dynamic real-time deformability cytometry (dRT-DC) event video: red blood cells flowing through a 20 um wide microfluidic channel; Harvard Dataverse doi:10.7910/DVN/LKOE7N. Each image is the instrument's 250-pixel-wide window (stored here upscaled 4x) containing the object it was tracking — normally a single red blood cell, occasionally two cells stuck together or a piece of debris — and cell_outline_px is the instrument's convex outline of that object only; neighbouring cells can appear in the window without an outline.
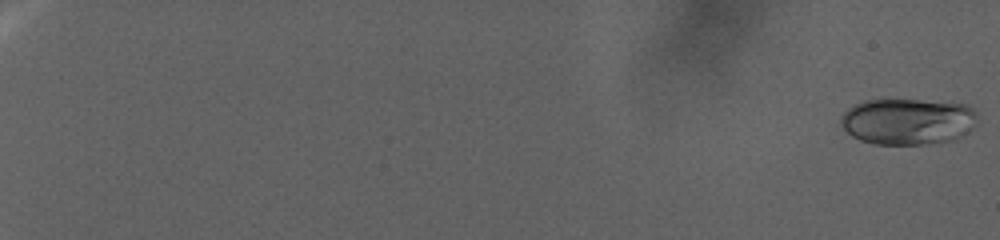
{"species": "human", "species_latin": "Homo sapiens", "temperature_condition": "warm", "stored_images_in_passage": 120, "segment_of_instrument_passage": [1, 2], "camera_frame_rate_fps": 3000, "um_per_image_px": 0.085, "donor": {"sex": "female"}, "frame": {"image": 1, "passage_image": 1, "time_ms": 0.0, "image_size_px": [1000, 240], "cell_outline_px": [[976, 120], [972, 128], [968, 132], [952, 140], [924, 144], [876, 144], [860, 140], [852, 136], [840, 124], [840, 116], [848, 108], [864, 100], [916, 100], [968, 104], [976, 112]], "centroid_in_image_um": [77.15, 10.32], "position_along_channel_um": 7.9, "area_um2": 36.76}}
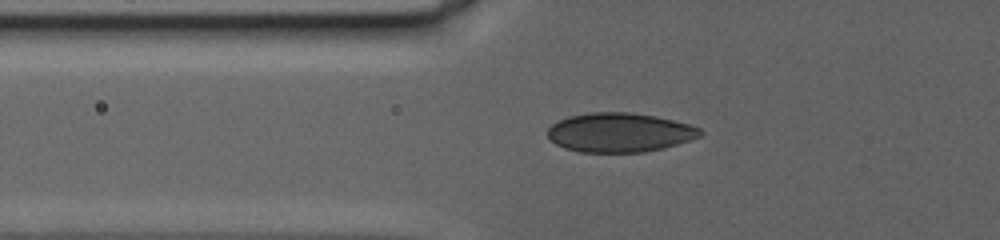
{"frame": {"image": 2, "passage_image": 53, "time_ms": 17.333, "image_size_px": [1000, 240], "cell_outline_px": [[704, 132], [700, 136], [664, 148], [644, 152], [580, 152], [564, 148], [556, 144], [548, 136], [548, 128], [552, 124], [568, 116], [588, 112], [628, 112], [656, 116], [688, 124], [700, 128]], "centroid_in_image_um": [52.65, 11.26], "position_along_channel_um": 73.1, "area_um2": 34.8}}
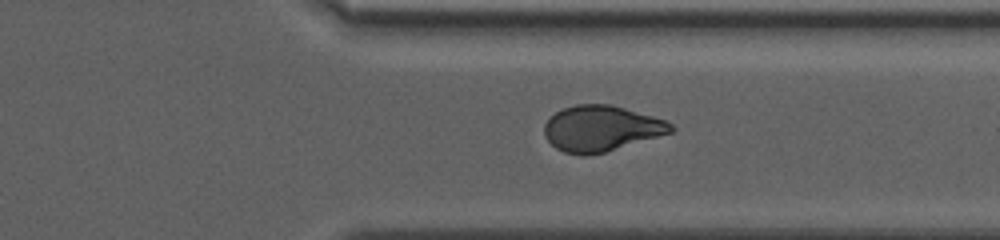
{"frame": {"image": 3, "passage_image": 100, "time_ms": 33.0, "image_size_px": [1000, 240], "cell_outline_px": [[676, 128], [672, 132], [604, 152], [584, 156], [580, 156], [564, 152], [556, 148], [544, 136], [544, 124], [556, 112], [564, 108], [576, 104], [612, 104], [652, 116], [664, 120], [672, 124]], "centroid_in_image_um": [51.08, 10.92], "position_along_channel_um": 360.3, "area_um2": 33.52}}